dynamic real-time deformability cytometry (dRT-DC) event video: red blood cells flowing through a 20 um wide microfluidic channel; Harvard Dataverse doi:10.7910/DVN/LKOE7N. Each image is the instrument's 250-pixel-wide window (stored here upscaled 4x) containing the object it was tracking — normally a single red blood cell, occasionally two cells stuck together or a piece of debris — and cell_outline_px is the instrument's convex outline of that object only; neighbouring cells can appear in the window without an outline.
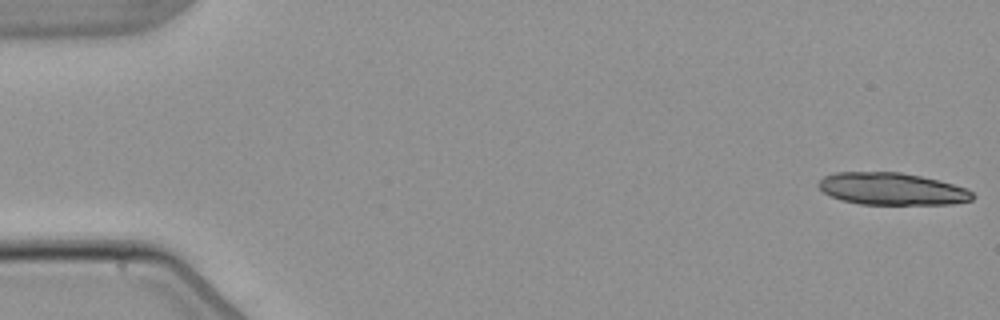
{"species": "common noctule bat (a hibernating species)", "species_latin": "Nyctalus noctula", "temperature_condition": "warm", "stored_images_in_passage": 5, "camera_frame_rate_fps": 3000, "um_per_image_px": 0.085, "animal": {"sex": "male", "body_mass_g": 21.5, "forearm_length_mm": 52.0}, "frame": {"image": 1, "passage_image": 1, "time_ms": 0.0, "image_size_px": [1000, 320], "cell_outline_px": [[976, 196], [972, 200], [952, 204], [860, 204], [840, 200], [824, 192], [816, 184], [824, 176], [836, 172], [900, 172], [920, 176], [968, 188]], "centroid_in_image_um": [75.81, 16.06], "position_along_channel_um": 9.2, "area_um2": 28.84}}